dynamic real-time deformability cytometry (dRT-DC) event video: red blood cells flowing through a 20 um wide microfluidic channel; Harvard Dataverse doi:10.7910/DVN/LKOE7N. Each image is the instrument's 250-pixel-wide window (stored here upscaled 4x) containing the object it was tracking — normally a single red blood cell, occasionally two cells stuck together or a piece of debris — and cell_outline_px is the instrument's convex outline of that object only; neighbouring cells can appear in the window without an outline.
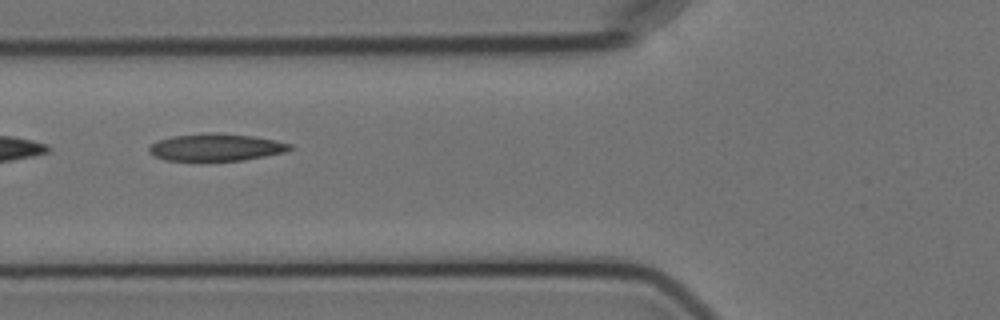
{"species": "Egyptian fruit bat (a non-hibernating species)", "species_latin": "Rousettus aegyptiacus", "temperature_condition": "cold", "stored_images_in_passage": 9, "camera_frame_rate_fps": 3000, "um_per_image_px": 0.085, "animal": {"sex": "female"}, "frame": {"image": 1, "passage_image": 6, "time_ms": 6.0, "image_size_px": [1000, 320], "cell_outline_px": [[296, 148], [288, 152], [244, 160], [164, 160], [148, 152], [148, 148], [156, 140], [172, 136], [208, 132], [216, 132], [252, 136], [276, 140], [292, 144]], "centroid_in_image_um": [18.42, 12.51], "position_along_channel_um": 107.4, "area_um2": 22.6}}
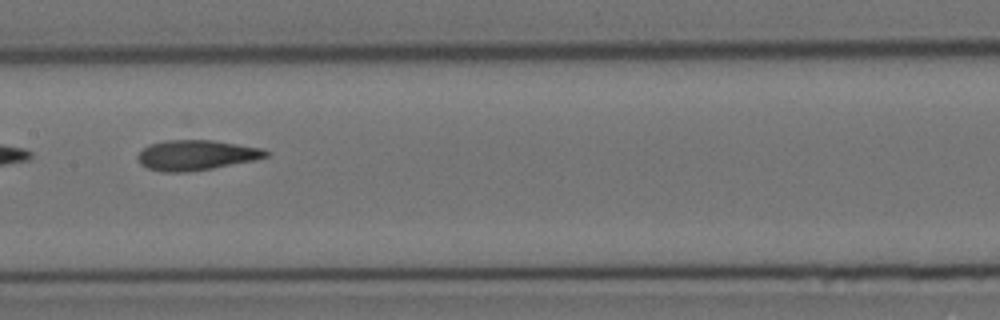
{"frame": {"image": 2, "passage_image": 8, "time_ms": 8.333, "image_size_px": [1000, 320], "cell_outline_px": [[268, 156], [252, 160], [212, 168], [188, 172], [160, 172], [148, 168], [140, 164], [136, 156], [144, 148], [152, 144], [164, 140], [212, 140], [260, 148], [268, 152]], "centroid_in_image_um": [16.61, 13.19], "position_along_channel_um": 190.8, "area_um2": 22.2}}
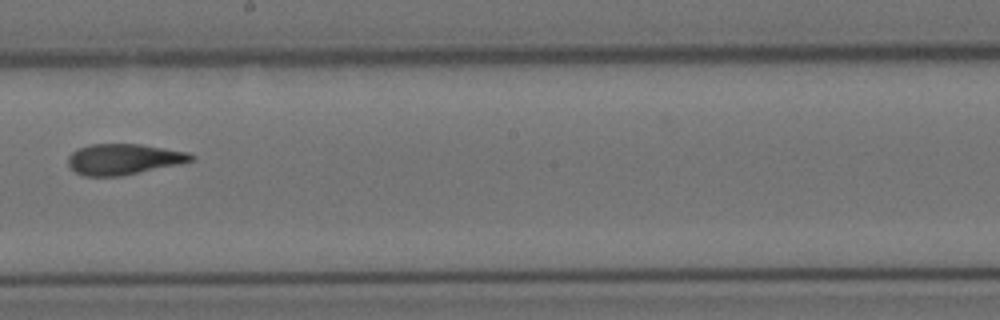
{"frame": {"image": 3, "passage_image": 9, "time_ms": 9.667, "image_size_px": [1000, 320], "cell_outline_px": [[196, 156], [192, 160], [176, 164], [120, 176], [84, 176], [76, 172], [68, 164], [68, 156], [72, 152], [80, 148], [92, 144], [140, 144], [188, 152]], "centroid_in_image_um": [10.48, 13.52], "position_along_channel_um": 237.7, "area_um2": 21.68}}